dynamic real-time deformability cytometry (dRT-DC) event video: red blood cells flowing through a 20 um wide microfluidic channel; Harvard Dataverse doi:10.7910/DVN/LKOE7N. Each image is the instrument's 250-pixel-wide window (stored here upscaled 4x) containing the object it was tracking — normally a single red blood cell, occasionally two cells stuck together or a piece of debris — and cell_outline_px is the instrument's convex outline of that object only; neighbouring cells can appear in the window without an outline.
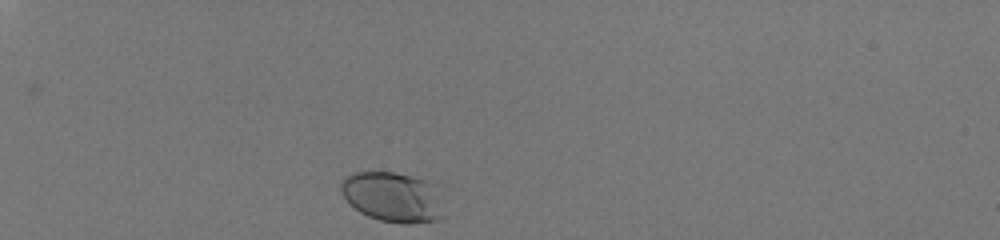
{"species": "human", "species_latin": "Homo sapiens", "temperature_condition": "room temperature", "stored_images_in_passage": 31, "camera_frame_rate_fps": 3000, "um_per_image_px": 0.085, "donor": {"sex": "male"}, "frame": {"image": 1, "passage_image": 1, "time_ms": 0.0, "image_size_px": [1000, 240], "cell_outline_px": [[448, 216], [436, 220], [408, 224], [404, 224], [380, 220], [368, 216], [360, 212], [340, 192], [340, 184], [344, 176], [352, 172], [392, 172], [412, 176], [428, 180], [436, 184]], "centroid_in_image_um": [33.46, 16.74], "position_along_channel_um": 51.5, "area_um2": 30.69}}
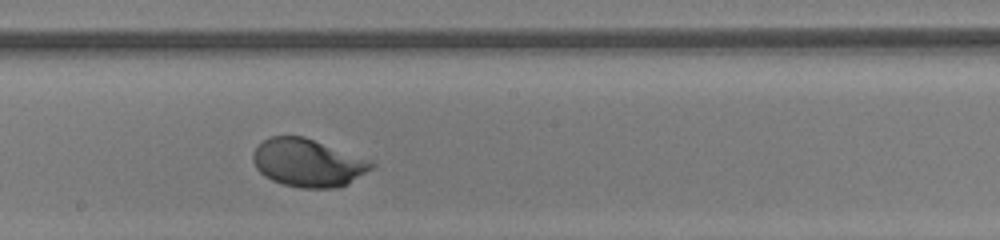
{"frame": {"image": 2, "passage_image": 18, "time_ms": 5.667, "image_size_px": [1000, 240], "cell_outline_px": [[376, 164], [372, 168], [348, 184], [332, 188], [300, 188], [284, 184], [272, 180], [264, 176], [256, 168], [252, 160], [252, 152], [264, 140], [272, 136], [304, 136], [368, 160]], "centroid_in_image_um": [26.13, 13.85], "position_along_channel_um": 222.1, "area_um2": 32.66}}
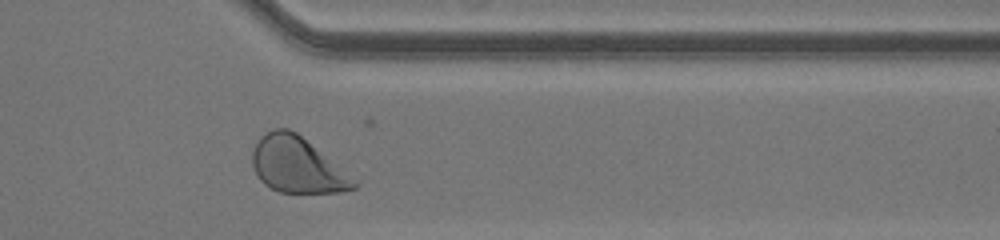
{"frame": {"image": 3, "passage_image": 30, "time_ms": 9.667, "image_size_px": [1000, 240], "cell_outline_px": [[360, 184], [356, 188], [340, 192], [280, 192], [264, 184], [260, 180], [252, 164], [252, 148], [256, 140], [260, 136], [276, 128], [288, 128], [296, 132]], "centroid_in_image_um": [25.21, 14.02], "position_along_channel_um": 386.2, "area_um2": 32.43}, "authors_computed_cell_mechanics": {"area_um2": 32.1946, "velocity_mm_per_s": 4.0766, "shape_relaxation_time_tau1_ms": 2.0161, "shape_relaxation_time_tau2_ms": null, "deformation_change_tau1": 0.1356, "deformation_change_tau2": null}}